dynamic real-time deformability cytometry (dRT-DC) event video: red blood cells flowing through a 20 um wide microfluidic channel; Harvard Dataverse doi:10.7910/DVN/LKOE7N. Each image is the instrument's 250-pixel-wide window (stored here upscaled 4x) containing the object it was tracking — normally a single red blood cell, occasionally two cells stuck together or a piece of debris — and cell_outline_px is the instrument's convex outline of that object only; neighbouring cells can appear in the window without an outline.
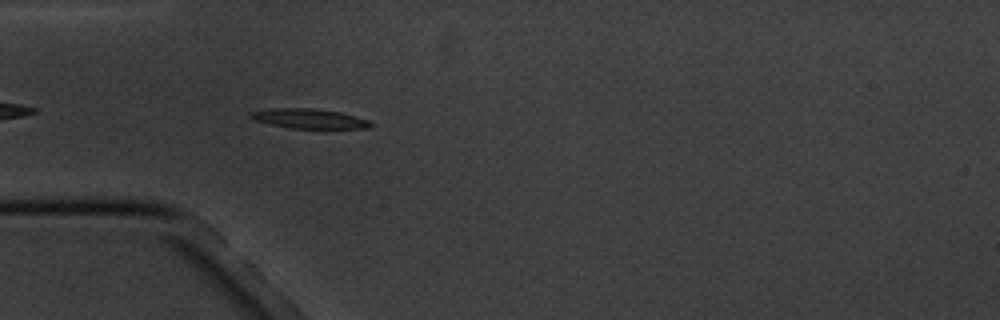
{"species": "common noctule bat (a hibernating species)", "species_latin": "Nyctalus noctula", "temperature_condition": "cold", "stored_images_in_passage": 4, "camera_frame_rate_fps": 3000, "um_per_image_px": 0.085, "animal": {"sex": "male", "body_mass_g": 20.1, "forearm_length_mm": 53.5}, "frame": {"image": 1, "passage_image": 4, "time_ms": 3.667, "image_size_px": [1000, 320], "cell_outline_px": [[372, 124], [368, 128], [288, 128], [256, 120], [248, 116], [252, 112], [272, 108], [312, 108], [340, 112], [368, 120]], "centroid_in_image_um": [26.27, 10.08], "position_along_channel_um": 58.7, "area_um2": 13.47}}